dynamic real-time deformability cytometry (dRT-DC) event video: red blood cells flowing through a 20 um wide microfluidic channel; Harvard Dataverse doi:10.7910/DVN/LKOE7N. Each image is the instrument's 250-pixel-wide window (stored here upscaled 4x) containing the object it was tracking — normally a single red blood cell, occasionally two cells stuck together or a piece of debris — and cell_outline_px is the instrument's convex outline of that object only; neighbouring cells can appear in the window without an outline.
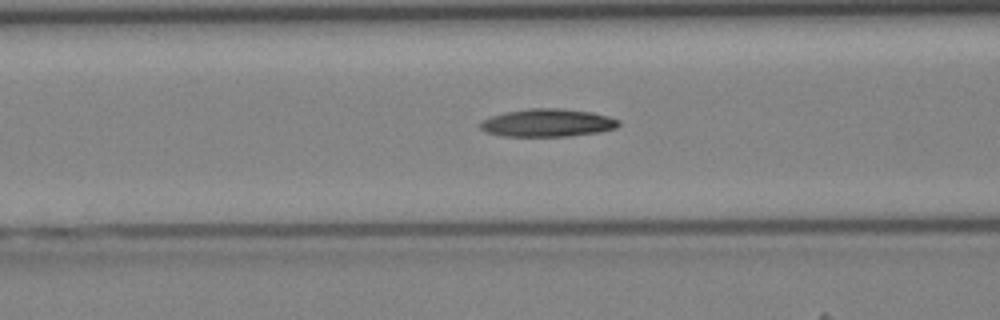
{"species": "Egyptian fruit bat (a non-hibernating species)", "species_latin": "Rousettus aegyptiacus", "temperature_condition": "cold", "stored_images_in_passage": 29, "camera_frame_rate_fps": 3000, "um_per_image_px": 0.085, "animal": {"sex": "female"}, "frame": {"image": 1, "passage_image": 4, "time_ms": 1.0, "image_size_px": [1000, 320], "cell_outline_px": [[620, 124], [616, 128], [600, 132], [572, 136], [504, 136], [488, 132], [480, 128], [480, 120], [504, 112], [532, 108], [560, 108], [592, 112], [608, 116], [620, 120]], "centroid_in_image_um": [46.57, 10.44], "position_along_channel_um": 120.0, "area_um2": 22.54}}
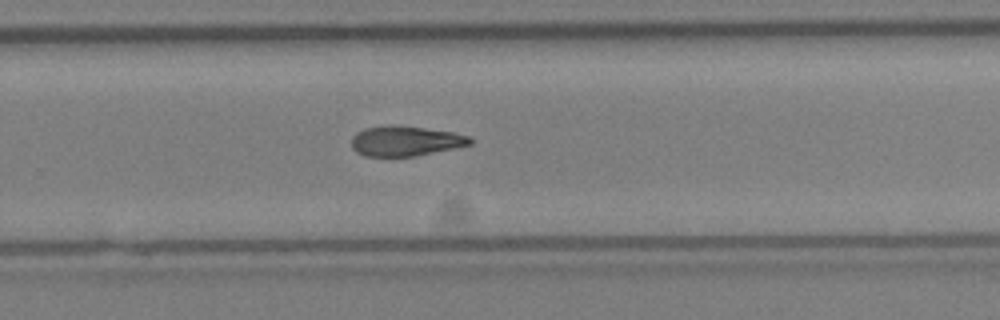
{"frame": {"image": 2, "passage_image": 15, "time_ms": 4.667, "image_size_px": [1000, 320], "cell_outline_px": [[472, 144], [412, 156], [364, 156], [356, 152], [352, 148], [352, 136], [356, 132], [364, 128], [424, 128], [452, 132], [468, 136], [472, 140]], "centroid_in_image_um": [34.44, 12.02], "position_along_channel_um": 295.4, "area_um2": 19.71}}
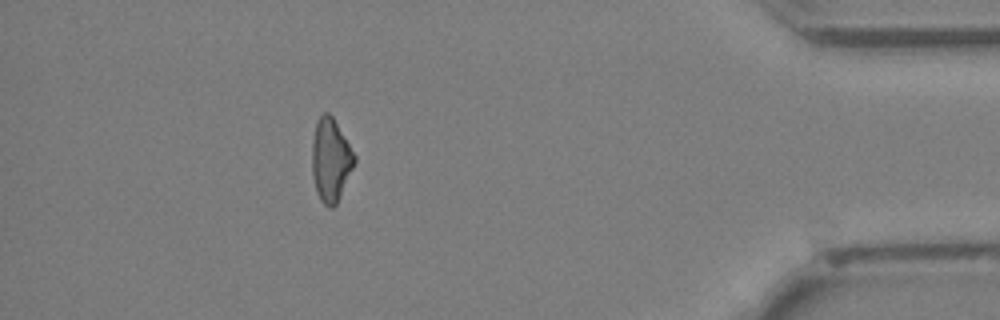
{"frame": {"image": 3, "passage_image": 25, "time_ms": 8.0, "image_size_px": [1000, 320], "cell_outline_px": [[356, 160], [340, 196], [336, 204], [332, 208], [328, 208], [320, 200], [316, 192], [312, 172], [312, 140], [316, 120], [324, 112], [328, 112], [332, 116], [356, 156]], "centroid_in_image_um": [28.09, 13.6], "position_along_channel_um": 407.1, "area_um2": 20.46}}